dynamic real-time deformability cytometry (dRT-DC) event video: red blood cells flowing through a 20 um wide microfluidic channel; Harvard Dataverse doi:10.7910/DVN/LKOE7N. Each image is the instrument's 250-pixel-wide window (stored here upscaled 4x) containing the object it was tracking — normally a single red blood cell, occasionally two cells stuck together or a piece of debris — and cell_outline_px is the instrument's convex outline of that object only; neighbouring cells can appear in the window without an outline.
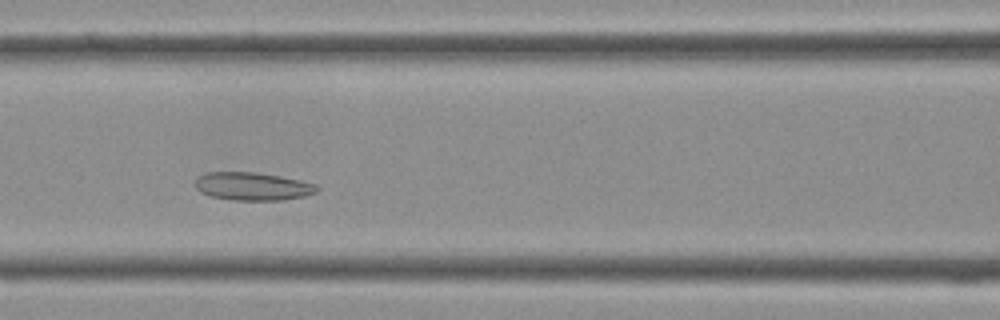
{"species": "Egyptian fruit bat (a non-hibernating species)", "species_latin": "Rousettus aegyptiacus", "temperature_condition": "cold", "stored_images_in_passage": 36, "camera_frame_rate_fps": 3000, "um_per_image_px": 0.085, "frame": {"image": 1, "passage_image": 13, "time_ms": 4.0, "image_size_px": [1000, 320], "cell_outline_px": [[320, 188], [316, 192], [304, 196], [284, 200], [232, 200], [208, 196], [200, 192], [196, 188], [196, 176], [208, 172], [256, 172], [280, 176], [300, 180], [316, 184]], "centroid_in_image_um": [21.46, 15.84], "position_along_channel_um": 145.1, "area_um2": 20.06}}
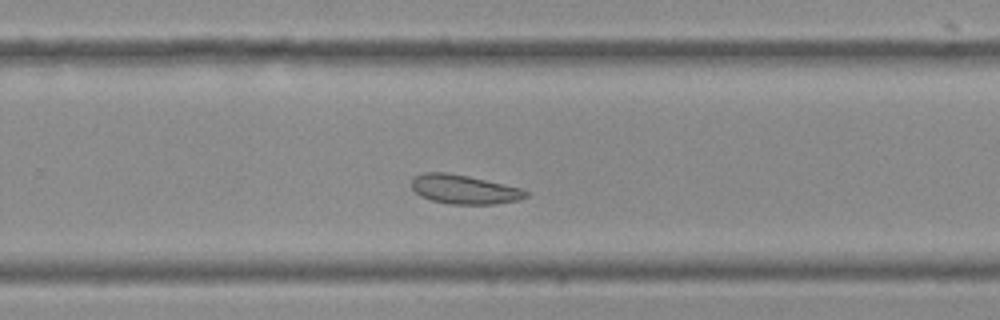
{"frame": {"image": 2, "passage_image": 22, "time_ms": 7.0, "image_size_px": [1000, 320], "cell_outline_px": [[528, 196], [520, 200], [496, 204], [448, 204], [432, 200], [420, 196], [412, 188], [412, 180], [416, 176], [424, 172], [448, 172], [468, 176], [520, 188], [528, 192]], "centroid_in_image_um": [39.45, 16.1], "position_along_channel_um": 290.3, "area_um2": 19.31}}
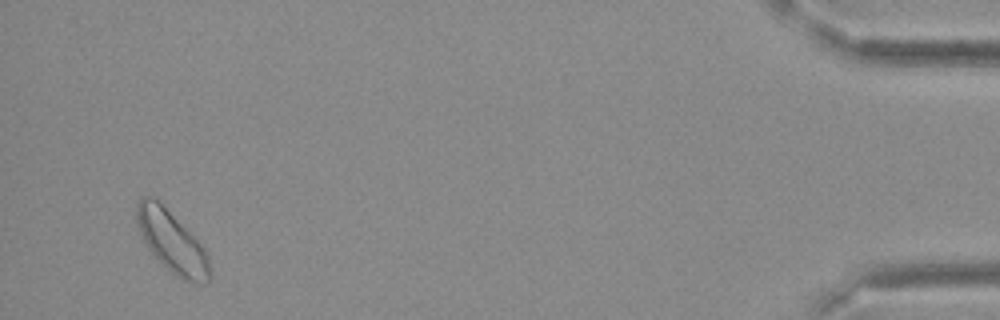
{"frame": {"image": 3, "passage_image": 35, "time_ms": 11.333, "image_size_px": [1000, 320], "cell_outline_px": [[208, 280], [200, 284], [188, 284], [176, 276], [148, 248], [136, 224], [136, 204], [140, 196], [152, 196], [160, 200], [204, 248], [208, 256]], "centroid_in_image_um": [14.57, 20.5], "position_along_channel_um": 420.6, "area_um2": 25.95}}